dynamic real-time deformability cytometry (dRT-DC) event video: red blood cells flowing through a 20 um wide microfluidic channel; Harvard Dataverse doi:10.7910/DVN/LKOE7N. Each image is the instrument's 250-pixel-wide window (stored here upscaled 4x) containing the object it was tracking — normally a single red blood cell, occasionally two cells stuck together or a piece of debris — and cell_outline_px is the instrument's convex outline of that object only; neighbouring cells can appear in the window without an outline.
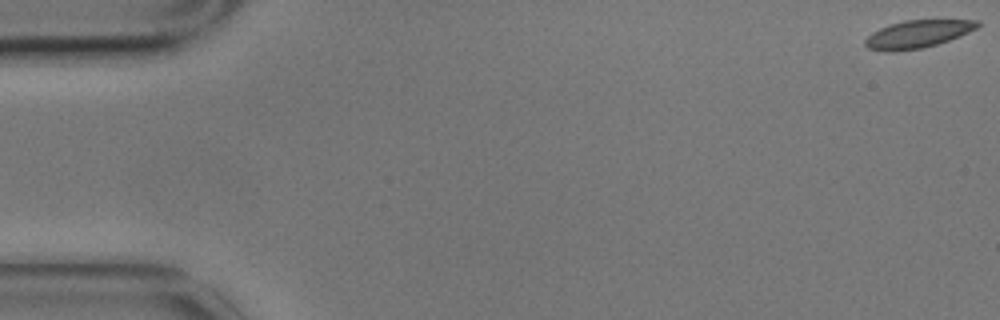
{"species": "common noctule bat (a hibernating species)", "species_latin": "Nyctalus noctula", "temperature_condition": "cold", "stored_images_in_passage": 2, "camera_frame_rate_fps": 3000, "um_per_image_px": 0.085, "animal": {"sex": "male", "body_mass_g": 17.9}, "frame": {"image": 1, "passage_image": 1, "time_ms": 0.0, "image_size_px": [1000, 320], "cell_outline_px": [[980, 24], [976, 28], [960, 36], [924, 48], [892, 52], [884, 52], [868, 48], [864, 44], [864, 40], [872, 32], [880, 28], [904, 20], [980, 20]], "centroid_in_image_um": [77.97, 2.91], "position_along_channel_um": 7.0, "area_um2": 18.09}}